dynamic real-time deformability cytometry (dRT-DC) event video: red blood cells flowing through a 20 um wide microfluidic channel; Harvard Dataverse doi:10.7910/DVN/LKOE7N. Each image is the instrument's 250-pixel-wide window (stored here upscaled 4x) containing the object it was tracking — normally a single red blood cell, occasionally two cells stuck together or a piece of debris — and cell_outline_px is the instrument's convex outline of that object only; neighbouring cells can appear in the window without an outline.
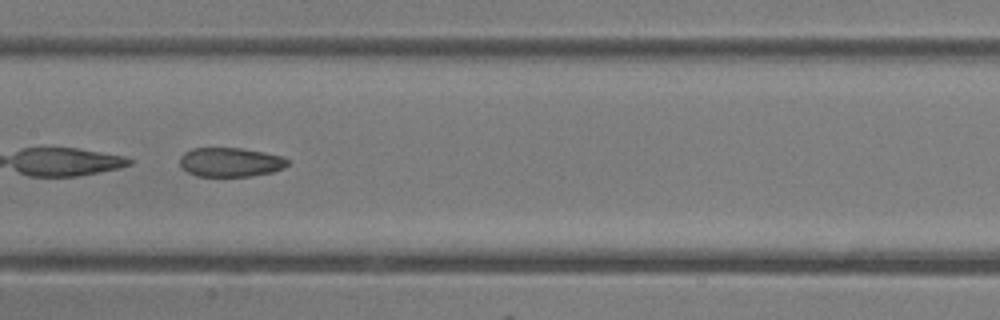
{"species": "common noctule bat (a hibernating species)", "species_latin": "Nyctalus noctula", "temperature_condition": "room temperature", "stored_images_in_passage": 28, "camera_frame_rate_fps": 3000, "um_per_image_px": 0.085, "animal": {"sex": "female"}, "frame": {"image": 1, "passage_image": 9, "time_ms": 2.667, "image_size_px": [1000, 320], "cell_outline_px": [[288, 164], [284, 168], [272, 172], [252, 176], [196, 176], [188, 172], [180, 164], [180, 156], [184, 152], [192, 148], [240, 148], [264, 152], [280, 156], [288, 160]], "centroid_in_image_um": [19.57, 13.78], "position_along_channel_um": 187.8, "area_um2": 18.26}, "authors_computed_cell_mechanics": {"area_um2": 19.3341, "velocity_mm_per_s": 4.3519, "shape_relaxation_time_tau1_ms": null, "shape_relaxation_time_tau2_ms": 2.0932, "deformation_change_tau1": null, "deformation_change_tau2": 0.0633}}